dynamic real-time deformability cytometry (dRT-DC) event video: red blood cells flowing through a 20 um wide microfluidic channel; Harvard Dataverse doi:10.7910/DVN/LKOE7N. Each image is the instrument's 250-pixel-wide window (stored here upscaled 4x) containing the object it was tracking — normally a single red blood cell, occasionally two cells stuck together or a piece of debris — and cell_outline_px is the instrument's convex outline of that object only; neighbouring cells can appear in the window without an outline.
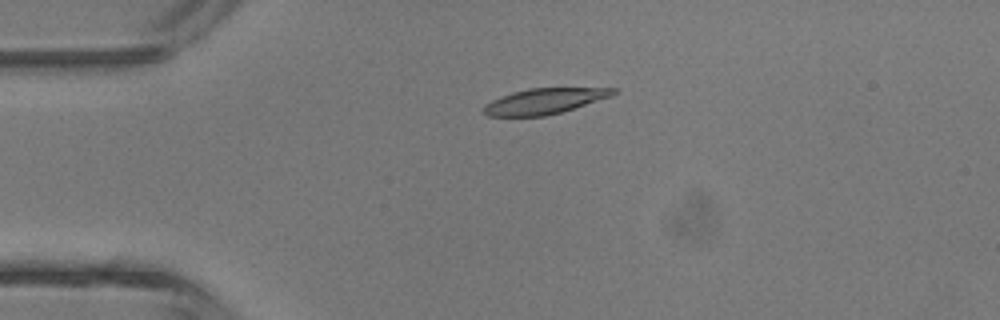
{"species": "common noctule bat (a hibernating species)", "species_latin": "Nyctalus noctula", "temperature_condition": "room temperature", "stored_images_in_passage": 4, "camera_frame_rate_fps": 3000, "um_per_image_px": 0.085, "animal": {"sex": "male", "body_mass_g": 13.3}, "frame": {"image": 1, "passage_image": 3, "time_ms": 3.333, "image_size_px": [1000, 320], "cell_outline_px": [[616, 92], [612, 96], [560, 112], [544, 116], [488, 116], [484, 112], [484, 104], [500, 96], [512, 92], [528, 88], [616, 88]], "centroid_in_image_um": [46.24, 8.59], "position_along_channel_um": 38.8, "area_um2": 19.13}}